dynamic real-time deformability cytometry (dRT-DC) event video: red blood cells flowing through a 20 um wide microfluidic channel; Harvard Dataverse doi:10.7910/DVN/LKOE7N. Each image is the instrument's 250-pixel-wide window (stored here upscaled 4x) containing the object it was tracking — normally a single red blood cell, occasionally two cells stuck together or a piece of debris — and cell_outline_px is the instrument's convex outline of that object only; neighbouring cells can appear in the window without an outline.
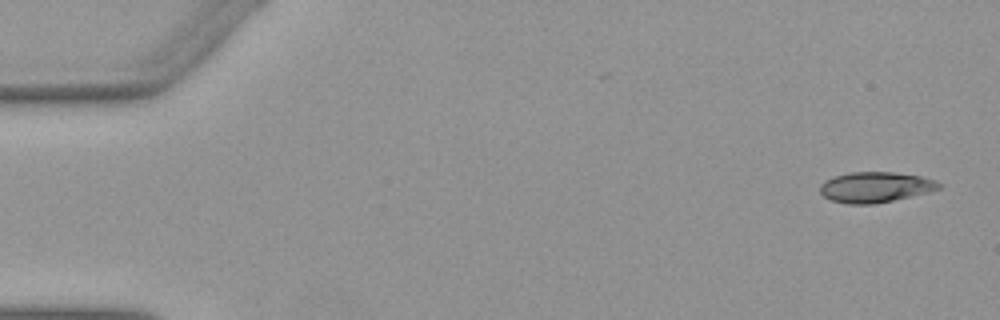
{"species": "Egyptian fruit bat (a non-hibernating species)", "species_latin": "Rousettus aegyptiacus", "temperature_condition": "warm", "stored_images_in_passage": 16, "camera_frame_rate_fps": 3000, "um_per_image_px": 0.085, "animal": {"sex": "female"}, "frame": {"image": 1, "passage_image": 1, "time_ms": 0.0, "image_size_px": [1000, 320], "cell_outline_px": [[944, 184], [940, 188], [928, 192], [876, 204], [848, 204], [832, 200], [824, 196], [820, 192], [820, 184], [824, 180], [836, 176], [852, 172], [892, 172], [920, 176], [936, 180]], "centroid_in_image_um": [74.42, 15.91], "position_along_channel_um": 10.6, "area_um2": 21.1}}
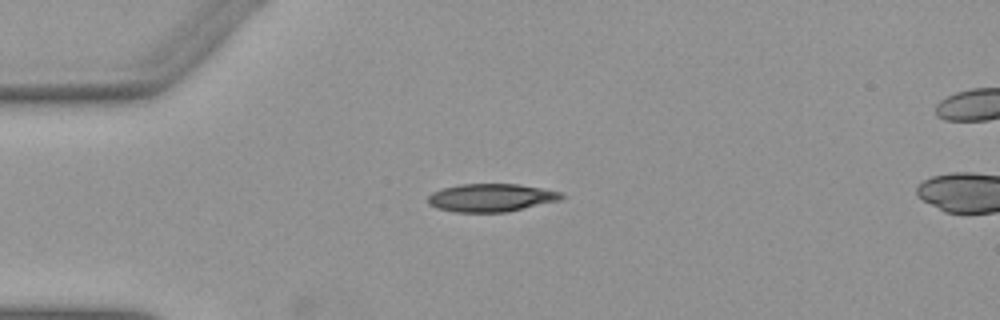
{"frame": {"image": 2, "passage_image": 12, "time_ms": 3.667, "image_size_px": [1000, 320], "cell_outline_px": [[564, 196], [560, 200], [508, 212], [452, 212], [436, 208], [428, 204], [428, 196], [432, 192], [440, 188], [460, 184], [520, 184], [564, 192]], "centroid_in_image_um": [41.73, 16.8], "position_along_channel_um": 43.3, "area_um2": 22.08}}